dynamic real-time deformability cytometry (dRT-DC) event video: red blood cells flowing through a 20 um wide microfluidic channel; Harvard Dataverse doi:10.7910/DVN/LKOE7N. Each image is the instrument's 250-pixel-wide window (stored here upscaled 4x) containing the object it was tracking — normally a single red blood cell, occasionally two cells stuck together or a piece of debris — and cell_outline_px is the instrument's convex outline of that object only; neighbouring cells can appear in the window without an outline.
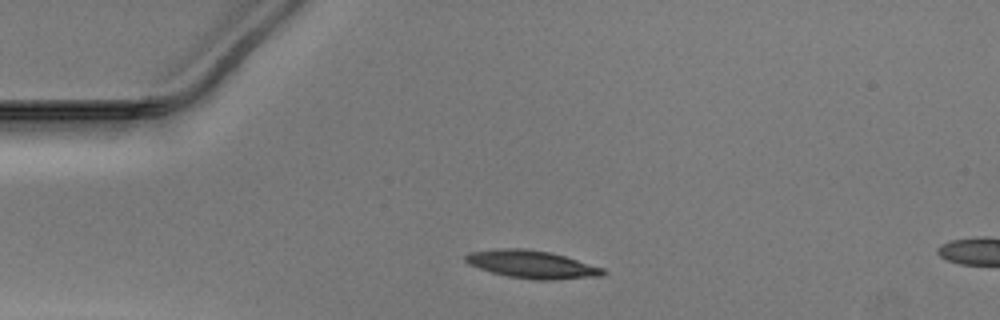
{"species": "Egyptian fruit bat (a non-hibernating species)", "species_latin": "Rousettus aegyptiacus", "temperature_condition": "warm", "stored_images_in_passage": 11, "camera_frame_rate_fps": 3000, "um_per_image_px": 0.085, "animal": {"sex": "male"}, "frame": {"image": 1, "passage_image": 7, "time_ms": 2.0, "image_size_px": [1000, 320], "cell_outline_px": [[608, 272], [604, 276], [556, 280], [536, 280], [508, 276], [492, 272], [468, 264], [464, 260], [464, 256], [468, 252], [496, 248], [524, 248], [548, 252], [564, 256], [604, 268]], "centroid_in_image_um": [45.22, 22.47], "position_along_channel_um": 39.8, "area_um2": 22.43}}